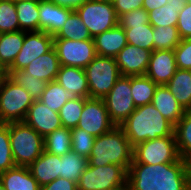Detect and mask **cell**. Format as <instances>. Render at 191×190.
<instances>
[{"label": "cell", "instance_id": "1", "mask_svg": "<svg viewBox=\"0 0 191 190\" xmlns=\"http://www.w3.org/2000/svg\"><path fill=\"white\" fill-rule=\"evenodd\" d=\"M127 190H191L188 161L173 163L130 164Z\"/></svg>", "mask_w": 191, "mask_h": 190}, {"label": "cell", "instance_id": "2", "mask_svg": "<svg viewBox=\"0 0 191 190\" xmlns=\"http://www.w3.org/2000/svg\"><path fill=\"white\" fill-rule=\"evenodd\" d=\"M120 127L133 147L147 140L175 135L174 125L152 103L136 107Z\"/></svg>", "mask_w": 191, "mask_h": 190}, {"label": "cell", "instance_id": "3", "mask_svg": "<svg viewBox=\"0 0 191 190\" xmlns=\"http://www.w3.org/2000/svg\"><path fill=\"white\" fill-rule=\"evenodd\" d=\"M133 150L134 147L124 130L120 126H115L109 132L96 137L88 165L99 167L116 164L128 171L133 161Z\"/></svg>", "mask_w": 191, "mask_h": 190}, {"label": "cell", "instance_id": "4", "mask_svg": "<svg viewBox=\"0 0 191 190\" xmlns=\"http://www.w3.org/2000/svg\"><path fill=\"white\" fill-rule=\"evenodd\" d=\"M9 138L16 166L29 167L44 151V138L24 122L9 123Z\"/></svg>", "mask_w": 191, "mask_h": 190}, {"label": "cell", "instance_id": "5", "mask_svg": "<svg viewBox=\"0 0 191 190\" xmlns=\"http://www.w3.org/2000/svg\"><path fill=\"white\" fill-rule=\"evenodd\" d=\"M33 102L26 89L8 77L0 80V123L23 122Z\"/></svg>", "mask_w": 191, "mask_h": 190}, {"label": "cell", "instance_id": "6", "mask_svg": "<svg viewBox=\"0 0 191 190\" xmlns=\"http://www.w3.org/2000/svg\"><path fill=\"white\" fill-rule=\"evenodd\" d=\"M84 71L89 85V98L104 99L121 77L113 57L97 55Z\"/></svg>", "mask_w": 191, "mask_h": 190}, {"label": "cell", "instance_id": "7", "mask_svg": "<svg viewBox=\"0 0 191 190\" xmlns=\"http://www.w3.org/2000/svg\"><path fill=\"white\" fill-rule=\"evenodd\" d=\"M92 38L118 25L111 0H89L74 9Z\"/></svg>", "mask_w": 191, "mask_h": 190}, {"label": "cell", "instance_id": "8", "mask_svg": "<svg viewBox=\"0 0 191 190\" xmlns=\"http://www.w3.org/2000/svg\"><path fill=\"white\" fill-rule=\"evenodd\" d=\"M180 158L175 135L147 140L134 146L131 164L173 163Z\"/></svg>", "mask_w": 191, "mask_h": 190}, {"label": "cell", "instance_id": "9", "mask_svg": "<svg viewBox=\"0 0 191 190\" xmlns=\"http://www.w3.org/2000/svg\"><path fill=\"white\" fill-rule=\"evenodd\" d=\"M127 186V170L120 165L90 166L82 172L77 190H100Z\"/></svg>", "mask_w": 191, "mask_h": 190}, {"label": "cell", "instance_id": "10", "mask_svg": "<svg viewBox=\"0 0 191 190\" xmlns=\"http://www.w3.org/2000/svg\"><path fill=\"white\" fill-rule=\"evenodd\" d=\"M54 48L61 66L84 69L97 56L93 38L82 41L54 39Z\"/></svg>", "mask_w": 191, "mask_h": 190}, {"label": "cell", "instance_id": "11", "mask_svg": "<svg viewBox=\"0 0 191 190\" xmlns=\"http://www.w3.org/2000/svg\"><path fill=\"white\" fill-rule=\"evenodd\" d=\"M131 91L130 76H121L103 99L116 126H120L136 109Z\"/></svg>", "mask_w": 191, "mask_h": 190}, {"label": "cell", "instance_id": "12", "mask_svg": "<svg viewBox=\"0 0 191 190\" xmlns=\"http://www.w3.org/2000/svg\"><path fill=\"white\" fill-rule=\"evenodd\" d=\"M115 126L110 119L103 99L85 98L77 128L85 130L94 137H99Z\"/></svg>", "mask_w": 191, "mask_h": 190}, {"label": "cell", "instance_id": "13", "mask_svg": "<svg viewBox=\"0 0 191 190\" xmlns=\"http://www.w3.org/2000/svg\"><path fill=\"white\" fill-rule=\"evenodd\" d=\"M54 47V38L43 31L25 32L21 51L8 70H24L33 60Z\"/></svg>", "mask_w": 191, "mask_h": 190}, {"label": "cell", "instance_id": "14", "mask_svg": "<svg viewBox=\"0 0 191 190\" xmlns=\"http://www.w3.org/2000/svg\"><path fill=\"white\" fill-rule=\"evenodd\" d=\"M23 122L32 127L43 138L55 129L62 127L58 112L49 109L40 100H34L28 108Z\"/></svg>", "mask_w": 191, "mask_h": 190}, {"label": "cell", "instance_id": "15", "mask_svg": "<svg viewBox=\"0 0 191 190\" xmlns=\"http://www.w3.org/2000/svg\"><path fill=\"white\" fill-rule=\"evenodd\" d=\"M152 51L127 44L115 57L121 76L145 75Z\"/></svg>", "mask_w": 191, "mask_h": 190}, {"label": "cell", "instance_id": "16", "mask_svg": "<svg viewBox=\"0 0 191 190\" xmlns=\"http://www.w3.org/2000/svg\"><path fill=\"white\" fill-rule=\"evenodd\" d=\"M177 69L174 50H154L145 75L157 85H166Z\"/></svg>", "mask_w": 191, "mask_h": 190}, {"label": "cell", "instance_id": "17", "mask_svg": "<svg viewBox=\"0 0 191 190\" xmlns=\"http://www.w3.org/2000/svg\"><path fill=\"white\" fill-rule=\"evenodd\" d=\"M74 9L59 6L50 0L39 2V31L55 36Z\"/></svg>", "mask_w": 191, "mask_h": 190}, {"label": "cell", "instance_id": "18", "mask_svg": "<svg viewBox=\"0 0 191 190\" xmlns=\"http://www.w3.org/2000/svg\"><path fill=\"white\" fill-rule=\"evenodd\" d=\"M99 56L115 58L128 44L124 29L118 24L93 38Z\"/></svg>", "mask_w": 191, "mask_h": 190}, {"label": "cell", "instance_id": "19", "mask_svg": "<svg viewBox=\"0 0 191 190\" xmlns=\"http://www.w3.org/2000/svg\"><path fill=\"white\" fill-rule=\"evenodd\" d=\"M55 81L75 97L89 98V85L84 69L60 66Z\"/></svg>", "mask_w": 191, "mask_h": 190}, {"label": "cell", "instance_id": "20", "mask_svg": "<svg viewBox=\"0 0 191 190\" xmlns=\"http://www.w3.org/2000/svg\"><path fill=\"white\" fill-rule=\"evenodd\" d=\"M57 52L53 47L49 52L33 60L23 71L47 83L54 81L60 69Z\"/></svg>", "mask_w": 191, "mask_h": 190}, {"label": "cell", "instance_id": "21", "mask_svg": "<svg viewBox=\"0 0 191 190\" xmlns=\"http://www.w3.org/2000/svg\"><path fill=\"white\" fill-rule=\"evenodd\" d=\"M28 168L39 185L43 186L60 177V156L43 151Z\"/></svg>", "mask_w": 191, "mask_h": 190}, {"label": "cell", "instance_id": "22", "mask_svg": "<svg viewBox=\"0 0 191 190\" xmlns=\"http://www.w3.org/2000/svg\"><path fill=\"white\" fill-rule=\"evenodd\" d=\"M152 104L174 126L183 117L185 112V109L177 102L166 85L157 86Z\"/></svg>", "mask_w": 191, "mask_h": 190}, {"label": "cell", "instance_id": "23", "mask_svg": "<svg viewBox=\"0 0 191 190\" xmlns=\"http://www.w3.org/2000/svg\"><path fill=\"white\" fill-rule=\"evenodd\" d=\"M0 182L6 190H40V185L28 167L15 166L0 173Z\"/></svg>", "mask_w": 191, "mask_h": 190}, {"label": "cell", "instance_id": "24", "mask_svg": "<svg viewBox=\"0 0 191 190\" xmlns=\"http://www.w3.org/2000/svg\"><path fill=\"white\" fill-rule=\"evenodd\" d=\"M166 86L185 111L191 110V70L177 69Z\"/></svg>", "mask_w": 191, "mask_h": 190}, {"label": "cell", "instance_id": "25", "mask_svg": "<svg viewBox=\"0 0 191 190\" xmlns=\"http://www.w3.org/2000/svg\"><path fill=\"white\" fill-rule=\"evenodd\" d=\"M25 38V31L1 33L0 62L8 70L21 51Z\"/></svg>", "mask_w": 191, "mask_h": 190}, {"label": "cell", "instance_id": "26", "mask_svg": "<svg viewBox=\"0 0 191 190\" xmlns=\"http://www.w3.org/2000/svg\"><path fill=\"white\" fill-rule=\"evenodd\" d=\"M21 31H39V2L15 0Z\"/></svg>", "mask_w": 191, "mask_h": 190}, {"label": "cell", "instance_id": "27", "mask_svg": "<svg viewBox=\"0 0 191 190\" xmlns=\"http://www.w3.org/2000/svg\"><path fill=\"white\" fill-rule=\"evenodd\" d=\"M131 95L136 107H140L146 104H151L152 99L157 88L155 84L148 76H130Z\"/></svg>", "mask_w": 191, "mask_h": 190}, {"label": "cell", "instance_id": "28", "mask_svg": "<svg viewBox=\"0 0 191 190\" xmlns=\"http://www.w3.org/2000/svg\"><path fill=\"white\" fill-rule=\"evenodd\" d=\"M88 165V159L73 150L60 156V178L78 182L82 172Z\"/></svg>", "mask_w": 191, "mask_h": 190}, {"label": "cell", "instance_id": "29", "mask_svg": "<svg viewBox=\"0 0 191 190\" xmlns=\"http://www.w3.org/2000/svg\"><path fill=\"white\" fill-rule=\"evenodd\" d=\"M72 150L71 129L61 127L44 137V151L63 156Z\"/></svg>", "mask_w": 191, "mask_h": 190}, {"label": "cell", "instance_id": "30", "mask_svg": "<svg viewBox=\"0 0 191 190\" xmlns=\"http://www.w3.org/2000/svg\"><path fill=\"white\" fill-rule=\"evenodd\" d=\"M174 134L179 156L187 160L191 156V110L185 111L174 126Z\"/></svg>", "mask_w": 191, "mask_h": 190}, {"label": "cell", "instance_id": "31", "mask_svg": "<svg viewBox=\"0 0 191 190\" xmlns=\"http://www.w3.org/2000/svg\"><path fill=\"white\" fill-rule=\"evenodd\" d=\"M75 96L65 90L57 81H50L46 84L44 92L39 99L49 109L59 112L61 107Z\"/></svg>", "mask_w": 191, "mask_h": 190}, {"label": "cell", "instance_id": "32", "mask_svg": "<svg viewBox=\"0 0 191 190\" xmlns=\"http://www.w3.org/2000/svg\"><path fill=\"white\" fill-rule=\"evenodd\" d=\"M54 39L86 40L91 39L89 30L86 28L79 15L74 10L68 17L65 25L53 36Z\"/></svg>", "mask_w": 191, "mask_h": 190}, {"label": "cell", "instance_id": "33", "mask_svg": "<svg viewBox=\"0 0 191 190\" xmlns=\"http://www.w3.org/2000/svg\"><path fill=\"white\" fill-rule=\"evenodd\" d=\"M7 77L26 89L33 100H39L47 82L26 74L23 70H7Z\"/></svg>", "mask_w": 191, "mask_h": 190}, {"label": "cell", "instance_id": "34", "mask_svg": "<svg viewBox=\"0 0 191 190\" xmlns=\"http://www.w3.org/2000/svg\"><path fill=\"white\" fill-rule=\"evenodd\" d=\"M128 44L135 45L141 49L154 51L153 26L149 24L123 28Z\"/></svg>", "mask_w": 191, "mask_h": 190}, {"label": "cell", "instance_id": "35", "mask_svg": "<svg viewBox=\"0 0 191 190\" xmlns=\"http://www.w3.org/2000/svg\"><path fill=\"white\" fill-rule=\"evenodd\" d=\"M154 50H174L181 42L175 26L153 27Z\"/></svg>", "mask_w": 191, "mask_h": 190}, {"label": "cell", "instance_id": "36", "mask_svg": "<svg viewBox=\"0 0 191 190\" xmlns=\"http://www.w3.org/2000/svg\"><path fill=\"white\" fill-rule=\"evenodd\" d=\"M183 9L184 7L173 6L166 3L161 8H157L148 13L149 23L153 27H177L179 12Z\"/></svg>", "mask_w": 191, "mask_h": 190}, {"label": "cell", "instance_id": "37", "mask_svg": "<svg viewBox=\"0 0 191 190\" xmlns=\"http://www.w3.org/2000/svg\"><path fill=\"white\" fill-rule=\"evenodd\" d=\"M85 98L75 97L74 99L68 100L59 110L58 114L61 119L62 127L69 129L76 128L80 115L83 111Z\"/></svg>", "mask_w": 191, "mask_h": 190}, {"label": "cell", "instance_id": "38", "mask_svg": "<svg viewBox=\"0 0 191 190\" xmlns=\"http://www.w3.org/2000/svg\"><path fill=\"white\" fill-rule=\"evenodd\" d=\"M15 1H0V32L20 31Z\"/></svg>", "mask_w": 191, "mask_h": 190}, {"label": "cell", "instance_id": "39", "mask_svg": "<svg viewBox=\"0 0 191 190\" xmlns=\"http://www.w3.org/2000/svg\"><path fill=\"white\" fill-rule=\"evenodd\" d=\"M96 137L89 134L83 129L73 128L71 129V145L72 150L83 156L89 158L91 150L93 148Z\"/></svg>", "mask_w": 191, "mask_h": 190}, {"label": "cell", "instance_id": "40", "mask_svg": "<svg viewBox=\"0 0 191 190\" xmlns=\"http://www.w3.org/2000/svg\"><path fill=\"white\" fill-rule=\"evenodd\" d=\"M15 166L9 138V123H0V173Z\"/></svg>", "mask_w": 191, "mask_h": 190}, {"label": "cell", "instance_id": "41", "mask_svg": "<svg viewBox=\"0 0 191 190\" xmlns=\"http://www.w3.org/2000/svg\"><path fill=\"white\" fill-rule=\"evenodd\" d=\"M174 53L177 68L191 70V38L181 39Z\"/></svg>", "mask_w": 191, "mask_h": 190}, {"label": "cell", "instance_id": "42", "mask_svg": "<svg viewBox=\"0 0 191 190\" xmlns=\"http://www.w3.org/2000/svg\"><path fill=\"white\" fill-rule=\"evenodd\" d=\"M118 24L122 28H133V26L149 24L148 12L143 8L132 10L120 16Z\"/></svg>", "mask_w": 191, "mask_h": 190}, {"label": "cell", "instance_id": "43", "mask_svg": "<svg viewBox=\"0 0 191 190\" xmlns=\"http://www.w3.org/2000/svg\"><path fill=\"white\" fill-rule=\"evenodd\" d=\"M177 29L181 39L191 38V3L187 2L179 12Z\"/></svg>", "mask_w": 191, "mask_h": 190}, {"label": "cell", "instance_id": "44", "mask_svg": "<svg viewBox=\"0 0 191 190\" xmlns=\"http://www.w3.org/2000/svg\"><path fill=\"white\" fill-rule=\"evenodd\" d=\"M118 18L132 10L143 8V0H111Z\"/></svg>", "mask_w": 191, "mask_h": 190}, {"label": "cell", "instance_id": "45", "mask_svg": "<svg viewBox=\"0 0 191 190\" xmlns=\"http://www.w3.org/2000/svg\"><path fill=\"white\" fill-rule=\"evenodd\" d=\"M40 190H77V183L65 178H57L40 187Z\"/></svg>", "mask_w": 191, "mask_h": 190}, {"label": "cell", "instance_id": "46", "mask_svg": "<svg viewBox=\"0 0 191 190\" xmlns=\"http://www.w3.org/2000/svg\"><path fill=\"white\" fill-rule=\"evenodd\" d=\"M166 3V0H143V9L149 13L157 8H161Z\"/></svg>", "mask_w": 191, "mask_h": 190}, {"label": "cell", "instance_id": "47", "mask_svg": "<svg viewBox=\"0 0 191 190\" xmlns=\"http://www.w3.org/2000/svg\"><path fill=\"white\" fill-rule=\"evenodd\" d=\"M50 1L59 6H65L75 9L76 7L80 6L81 4L89 0H50Z\"/></svg>", "mask_w": 191, "mask_h": 190}, {"label": "cell", "instance_id": "48", "mask_svg": "<svg viewBox=\"0 0 191 190\" xmlns=\"http://www.w3.org/2000/svg\"><path fill=\"white\" fill-rule=\"evenodd\" d=\"M169 5L184 7L188 0H166Z\"/></svg>", "mask_w": 191, "mask_h": 190}, {"label": "cell", "instance_id": "49", "mask_svg": "<svg viewBox=\"0 0 191 190\" xmlns=\"http://www.w3.org/2000/svg\"><path fill=\"white\" fill-rule=\"evenodd\" d=\"M7 77V70L4 68V66L0 62V80Z\"/></svg>", "mask_w": 191, "mask_h": 190}, {"label": "cell", "instance_id": "50", "mask_svg": "<svg viewBox=\"0 0 191 190\" xmlns=\"http://www.w3.org/2000/svg\"><path fill=\"white\" fill-rule=\"evenodd\" d=\"M100 190H127V187H113V188L100 189Z\"/></svg>", "mask_w": 191, "mask_h": 190}, {"label": "cell", "instance_id": "51", "mask_svg": "<svg viewBox=\"0 0 191 190\" xmlns=\"http://www.w3.org/2000/svg\"><path fill=\"white\" fill-rule=\"evenodd\" d=\"M188 161V168H189V174H190V180H191V156L187 159Z\"/></svg>", "mask_w": 191, "mask_h": 190}, {"label": "cell", "instance_id": "52", "mask_svg": "<svg viewBox=\"0 0 191 190\" xmlns=\"http://www.w3.org/2000/svg\"><path fill=\"white\" fill-rule=\"evenodd\" d=\"M21 1H26V0H21ZM27 1L42 2V1H47V0H27Z\"/></svg>", "mask_w": 191, "mask_h": 190}, {"label": "cell", "instance_id": "53", "mask_svg": "<svg viewBox=\"0 0 191 190\" xmlns=\"http://www.w3.org/2000/svg\"><path fill=\"white\" fill-rule=\"evenodd\" d=\"M0 190H6V189L4 188V186L1 184V182H0Z\"/></svg>", "mask_w": 191, "mask_h": 190}]
</instances>
